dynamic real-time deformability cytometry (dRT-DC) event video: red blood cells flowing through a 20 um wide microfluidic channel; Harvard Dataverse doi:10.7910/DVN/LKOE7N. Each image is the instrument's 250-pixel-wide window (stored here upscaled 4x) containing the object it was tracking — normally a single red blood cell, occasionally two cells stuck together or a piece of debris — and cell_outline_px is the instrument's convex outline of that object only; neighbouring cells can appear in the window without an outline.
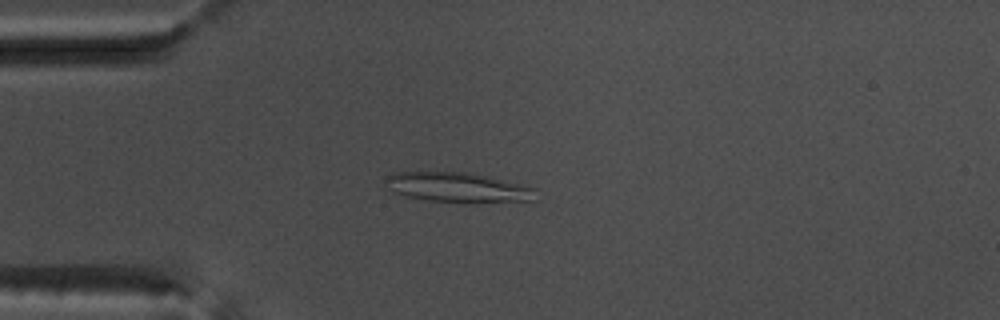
{"species": "common noctule bat (a hibernating species)", "species_latin": "Nyctalus noctula", "temperature_condition": "warm", "stored_images_in_passage": 44, "camera_frame_rate_fps": 3000, "um_per_image_px": 0.085, "animal": {"sex": "male", "body_mass_g": 17.5, "forearm_length_mm": 52.3}, "frame": {"image": 1, "passage_image": 5, "time_ms": 1.333, "image_size_px": [1000, 320], "cell_outline_px": [[536, 200], [464, 204], [428, 200], [404, 196], [384, 188], [384, 180], [392, 172], [468, 172], [488, 176], [536, 188]], "centroid_in_image_um": [38.89, 15.95], "position_along_channel_um": 46.1, "area_um2": 26.82}}
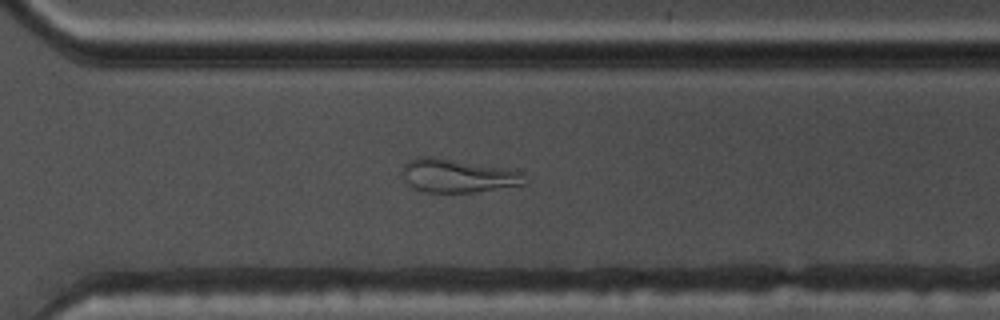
{"frame": {"image": 2, "passage_image": 29, "time_ms": 9.333, "image_size_px": [1000, 320], "cell_outline_px": [[524, 184], [472, 192], [424, 192], [412, 188], [408, 184], [404, 176], [404, 164], [408, 160], [420, 156], [428, 156], [508, 168], [520, 172]], "centroid_in_image_um": [38.84, 14.93], "position_along_channel_um": 331.8, "area_um2": 23.35}}
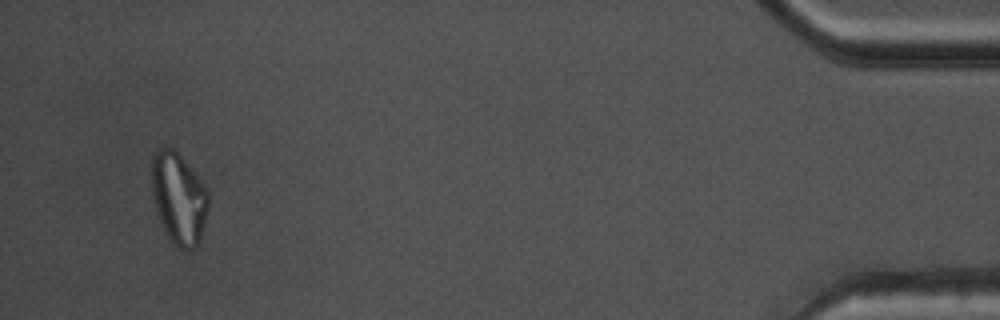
{"frame": {"image": 3, "passage_image": 42, "time_ms": 13.667, "image_size_px": [1000, 320], "cell_outline_px": [[208, 208], [200, 240], [196, 248], [188, 252], [180, 252], [176, 248], [168, 236], [156, 212], [152, 196], [152, 156], [156, 148], [164, 144], [172, 148], [180, 156], [204, 184], [208, 192]], "centroid_in_image_um": [15.18, 16.88], "position_along_channel_um": 420.0, "area_um2": 30.58}, "authors_computed_cell_mechanics": {"area_um2": 25.2008, "velocity_mm_per_s": 3.7964, "shape_relaxation_time_tau1_ms": null, "shape_relaxation_time_tau2_ms": 5.0374, "deformation_change_tau1": null, "deformation_change_tau2": 0.1515}}